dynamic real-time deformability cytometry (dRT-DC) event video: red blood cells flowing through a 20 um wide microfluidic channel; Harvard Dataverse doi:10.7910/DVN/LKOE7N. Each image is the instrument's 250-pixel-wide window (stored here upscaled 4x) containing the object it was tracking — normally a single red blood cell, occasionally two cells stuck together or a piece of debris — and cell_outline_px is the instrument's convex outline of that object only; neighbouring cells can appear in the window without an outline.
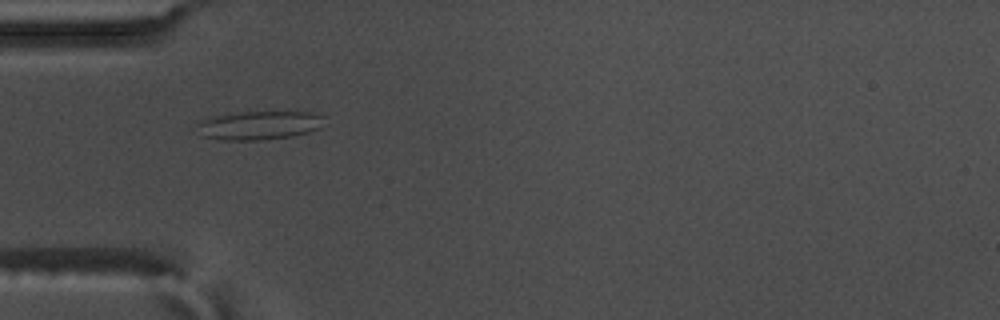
{"species": "common noctule bat (a hibernating species)", "species_latin": "Nyctalus noctula", "temperature_condition": "warm", "stored_images_in_passage": 53, "camera_frame_rate_fps": 3000, "um_per_image_px": 0.085, "animal": {"sex": "male", "body_mass_g": 17.5, "forearm_length_mm": 52.3}, "frame": {"image": 1, "passage_image": 14, "time_ms": 4.333, "image_size_px": [1000, 320], "cell_outline_px": [[324, 116], [320, 128], [308, 132], [292, 136], [260, 140], [220, 140], [200, 136], [196, 124], [200, 120], [212, 116], [240, 112], [312, 112]], "centroid_in_image_um": [21.97, 10.65], "position_along_channel_um": 63.0, "area_um2": 21.39}}
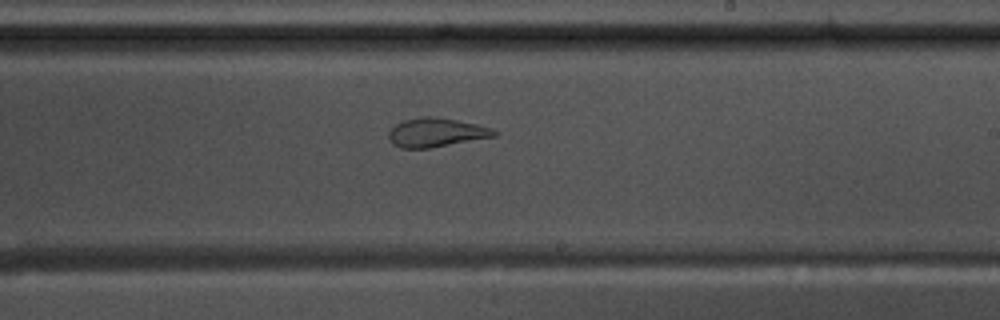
{"frame": {"image": 2, "passage_image": 30, "time_ms": 9.667, "image_size_px": [1000, 320], "cell_outline_px": [[496, 136], [428, 148], [400, 148], [392, 144], [388, 140], [388, 132], [396, 124], [404, 120], [420, 116], [440, 116], [476, 124], [492, 128], [496, 132]], "centroid_in_image_um": [37.03, 11.25], "position_along_channel_um": 252.0, "area_um2": 17.86}}
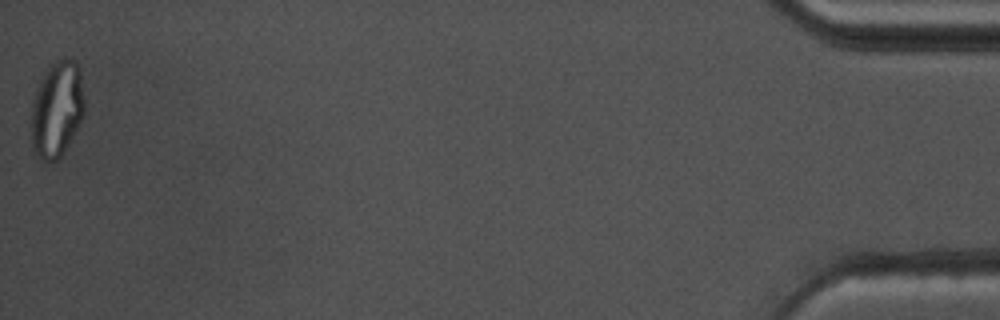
{"frame": {"image": 3, "passage_image": 53, "time_ms": 17.333, "image_size_px": [1000, 320], "cell_outline_px": [[84, 112], [68, 144], [60, 156], [56, 160], [44, 160], [36, 156], [32, 152], [32, 100], [36, 88], [44, 68], [56, 60], [72, 56], [76, 60], [80, 68], [84, 100]], "centroid_in_image_um": [4.82, 9.19], "position_along_channel_um": 430.4, "area_um2": 30.06}, "authors_computed_cell_mechanics": {"area_um2": 22.5998, "velocity_mm_per_s": 3.5817, "shape_relaxation_time_tau1_ms": null, "shape_relaxation_time_tau2_ms": 1.3745, "deformation_change_tau1": null, "deformation_change_tau2": 0.0915}}